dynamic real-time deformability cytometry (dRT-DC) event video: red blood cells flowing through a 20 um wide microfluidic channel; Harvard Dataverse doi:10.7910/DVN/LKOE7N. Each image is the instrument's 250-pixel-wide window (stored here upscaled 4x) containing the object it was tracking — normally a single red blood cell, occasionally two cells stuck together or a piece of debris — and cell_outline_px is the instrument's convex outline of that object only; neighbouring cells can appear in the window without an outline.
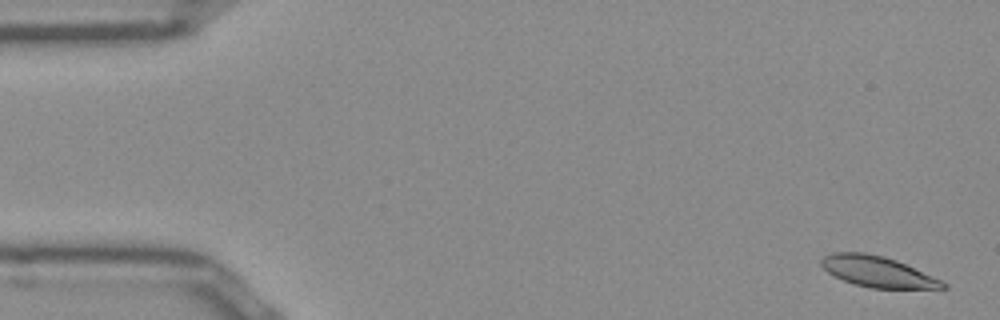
{"species": "Egyptian fruit bat (a non-hibernating species)", "species_latin": "Rousettus aegyptiacus", "temperature_condition": "room temperature", "stored_images_in_passage": 52, "camera_frame_rate_fps": 3000, "um_per_image_px": 0.085, "frame": {"image": 1, "passage_image": 2, "time_ms": 0.333, "image_size_px": [1000, 320], "cell_outline_px": [[948, 288], [868, 288], [852, 284], [828, 272], [820, 264], [820, 260], [824, 256], [832, 252], [864, 252], [884, 256], [896, 260], [940, 280], [948, 284]], "centroid_in_image_um": [74.55, 23.08], "position_along_channel_um": 10.4, "area_um2": 21.62}}
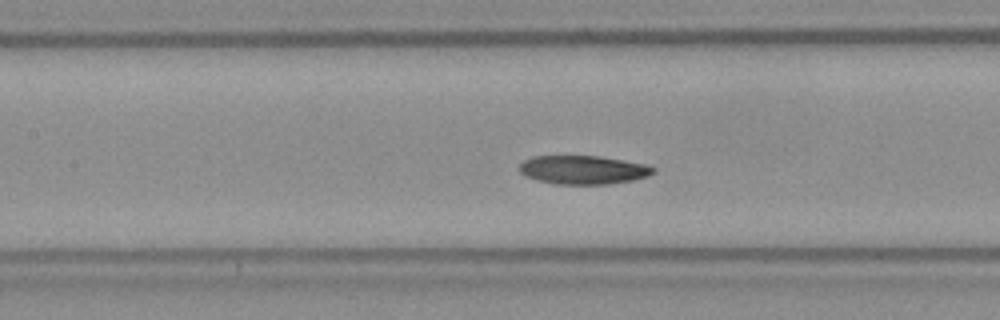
{"frame": {"image": 2, "passage_image": 23, "time_ms": 7.333, "image_size_px": [1000, 320], "cell_outline_px": [[656, 172], [648, 176], [632, 180], [608, 184], [556, 184], [536, 180], [524, 176], [516, 168], [524, 160], [532, 156], [600, 156], [644, 164], [656, 168]], "centroid_in_image_um": [49.53, 14.44], "position_along_channel_um": 157.9, "area_um2": 22.48}}
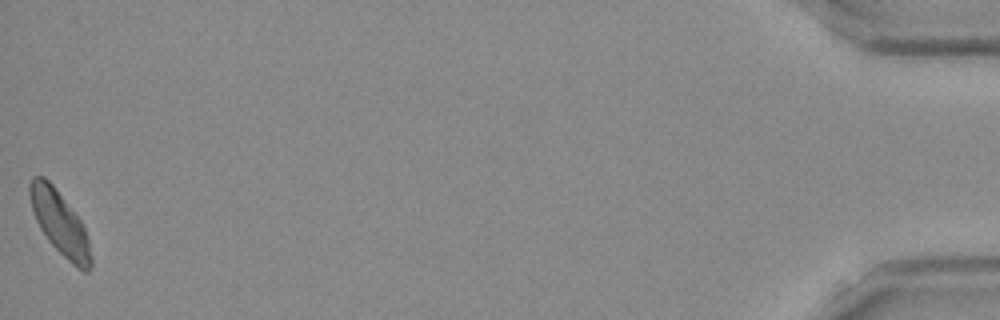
{"frame": {"image": 3, "passage_image": 52, "time_ms": 17.0, "image_size_px": [1000, 320], "cell_outline_px": [[92, 268], [88, 272], [84, 272], [76, 268], [48, 240], [40, 228], [32, 212], [28, 192], [28, 184], [32, 176], [44, 176], [52, 184], [80, 220], [88, 236], [92, 260]], "centroid_in_image_um": [5.07, 18.97], "position_along_channel_um": 430.1, "area_um2": 22.66}, "authors_computed_cell_mechanics": {"area_um2": 22.7154, "velocity_mm_per_s": 3.877, "shape_relaxation_time_tau1_ms": 10.1127, "shape_relaxation_time_tau2_ms": 7.3507, "deformation_change_tau1": 0.1961, "deformation_change_tau2": 0.1387}}